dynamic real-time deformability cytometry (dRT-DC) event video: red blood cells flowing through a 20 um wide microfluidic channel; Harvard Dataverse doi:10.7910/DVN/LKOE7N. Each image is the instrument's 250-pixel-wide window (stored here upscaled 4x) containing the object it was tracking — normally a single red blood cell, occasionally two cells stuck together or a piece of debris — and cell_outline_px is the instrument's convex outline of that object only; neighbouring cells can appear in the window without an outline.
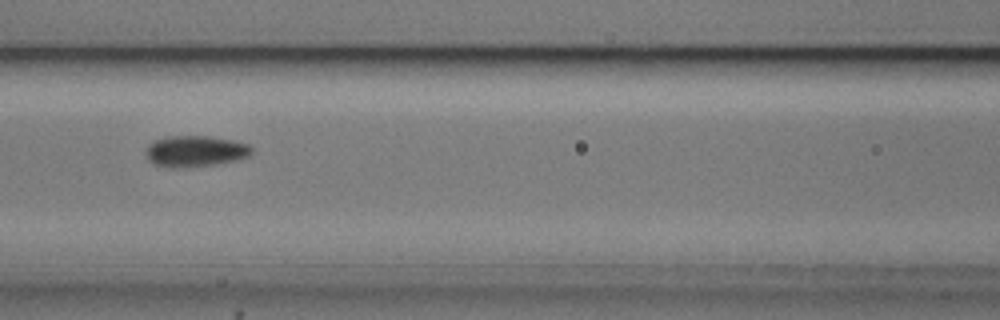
{"species": "common noctule bat (a hibernating species)", "species_latin": "Nyctalus noctula", "temperature_condition": "cold", "stored_images_in_passage": 8, "segment_of_instrument_passage": [1, 2], "camera_frame_rate_fps": 3000, "um_per_image_px": 0.085, "animal": {"sex": "male", "body_mass_g": 20.5, "forearm_length_mm": 52.5}, "frame": {"image": 1, "passage_image": 7, "time_ms": 7.0, "image_size_px": [1000, 320], "cell_outline_px": [[252, 152], [248, 156], [236, 160], [216, 164], [176, 168], [168, 168], [152, 164], [148, 160], [144, 152], [148, 144], [152, 140], [168, 136], [208, 136], [232, 140], [248, 144], [252, 148]], "centroid_in_image_um": [16.53, 12.85], "position_along_channel_um": 150.1, "area_um2": 19.42}}